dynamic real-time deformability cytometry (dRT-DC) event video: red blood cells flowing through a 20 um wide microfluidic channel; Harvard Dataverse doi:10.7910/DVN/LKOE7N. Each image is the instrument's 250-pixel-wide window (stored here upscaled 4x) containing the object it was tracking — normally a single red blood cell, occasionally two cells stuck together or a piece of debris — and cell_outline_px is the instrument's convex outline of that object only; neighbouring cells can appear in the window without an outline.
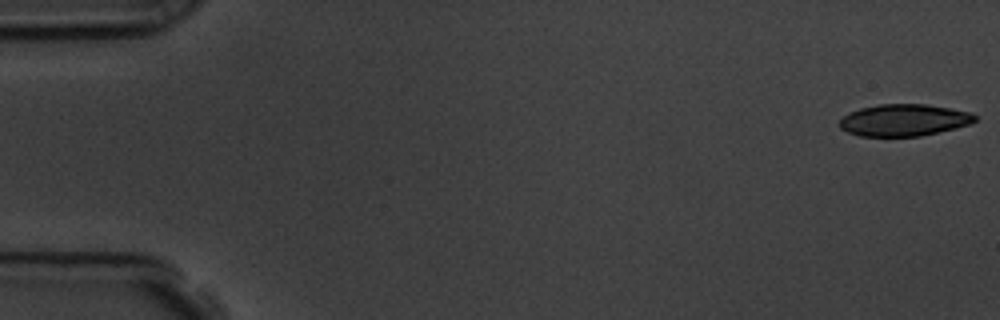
{"species": "common noctule bat (a hibernating species)", "species_latin": "Nyctalus noctula", "temperature_condition": "room temperature", "stored_images_in_passage": 56, "camera_frame_rate_fps": 3000, "um_per_image_px": 0.085, "animal": {"sex": "male", "body_mass_g": 19.5, "forearm_length_mm": 54.6}, "frame": {"image": 1, "passage_image": 1, "time_ms": 0.0, "image_size_px": [1000, 320], "cell_outline_px": [[976, 120], [968, 124], [956, 128], [920, 136], [860, 136], [848, 132], [840, 128], [840, 120], [848, 112], [860, 108], [880, 104], [924, 104], [972, 112], [976, 116]], "centroid_in_image_um": [76.82, 10.21], "position_along_channel_um": 8.2, "area_um2": 25.03}}
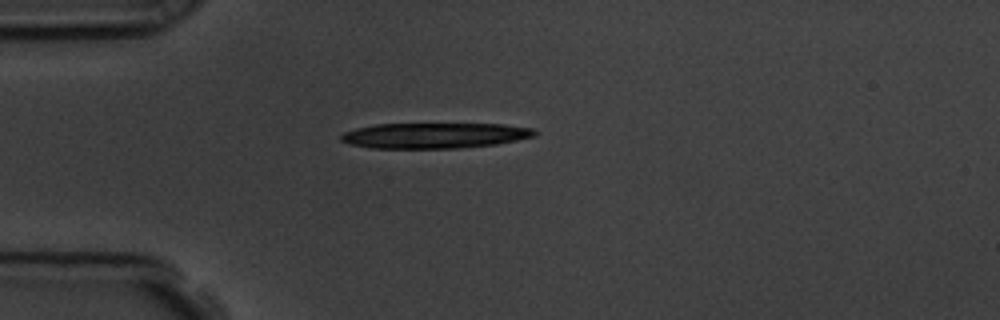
{"frame": {"image": 2, "passage_image": 15, "time_ms": 4.667, "image_size_px": [1000, 320], "cell_outline_px": [[540, 132], [536, 136], [496, 144], [460, 148], [372, 148], [348, 144], [340, 140], [340, 136], [344, 132], [356, 128], [376, 124], [504, 124], [532, 128]], "centroid_in_image_um": [36.95, 11.52], "position_along_channel_um": 48.0, "area_um2": 28.9}}
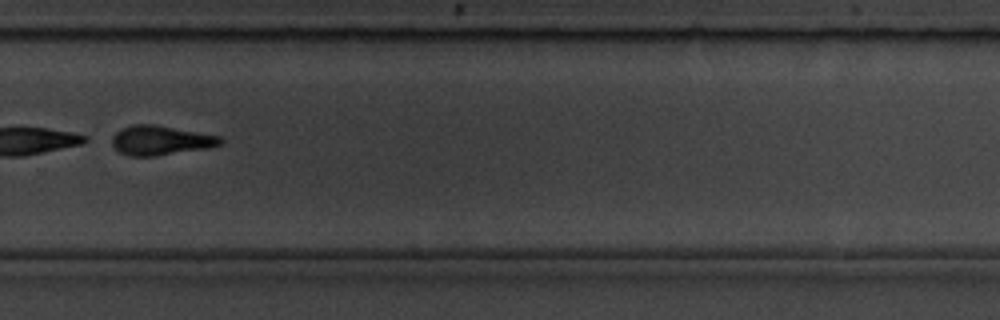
{"frame": {"image": 3, "passage_image": 39, "time_ms": 12.667, "image_size_px": [1000, 320], "cell_outline_px": [[224, 140], [220, 144], [208, 148], [156, 156], [128, 156], [120, 152], [112, 144], [112, 136], [120, 128], [132, 124], [156, 124], [220, 136]], "centroid_in_image_um": [13.64, 11.92], "position_along_channel_um": 316.2, "area_um2": 18.73}}